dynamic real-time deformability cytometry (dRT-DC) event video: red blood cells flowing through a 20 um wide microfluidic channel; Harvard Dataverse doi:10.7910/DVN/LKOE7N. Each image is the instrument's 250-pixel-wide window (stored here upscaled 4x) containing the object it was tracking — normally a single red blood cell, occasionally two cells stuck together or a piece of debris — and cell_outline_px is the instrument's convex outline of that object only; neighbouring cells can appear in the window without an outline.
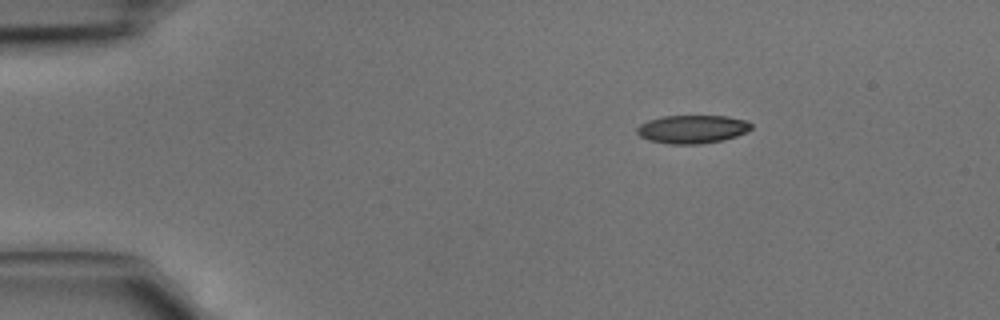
{"species": "common noctule bat (a hibernating species)", "species_latin": "Nyctalus noctula", "temperature_condition": "cold", "stored_images_in_passage": 3, "camera_frame_rate_fps": 3000, "um_per_image_px": 0.085, "animal": {"sex": "male", "body_mass_g": 15.6}, "frame": {"image": 1, "passage_image": 1, "time_ms": 0.0, "image_size_px": [1000, 320], "cell_outline_px": [[752, 128], [736, 136], [724, 140], [696, 144], [668, 144], [648, 140], [640, 136], [636, 132], [636, 128], [640, 124], [648, 120], [664, 116], [728, 116], [748, 120], [752, 124]], "centroid_in_image_um": [58.84, 10.97], "position_along_channel_um": 26.2, "area_um2": 18.9}}
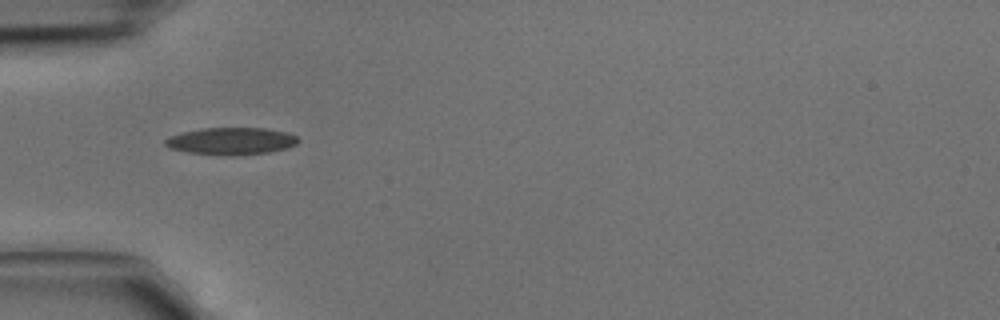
{"frame": {"image": 2, "passage_image": 3, "time_ms": 0.667, "image_size_px": [1000, 320], "cell_outline_px": [[300, 140], [296, 144], [288, 148], [268, 152], [232, 156], [188, 152], [168, 148], [164, 144], [164, 140], [168, 136], [200, 128], [264, 128], [288, 132], [296, 136]], "centroid_in_image_um": [19.65, 11.99], "position_along_channel_um": 65.4, "area_um2": 21.15}}